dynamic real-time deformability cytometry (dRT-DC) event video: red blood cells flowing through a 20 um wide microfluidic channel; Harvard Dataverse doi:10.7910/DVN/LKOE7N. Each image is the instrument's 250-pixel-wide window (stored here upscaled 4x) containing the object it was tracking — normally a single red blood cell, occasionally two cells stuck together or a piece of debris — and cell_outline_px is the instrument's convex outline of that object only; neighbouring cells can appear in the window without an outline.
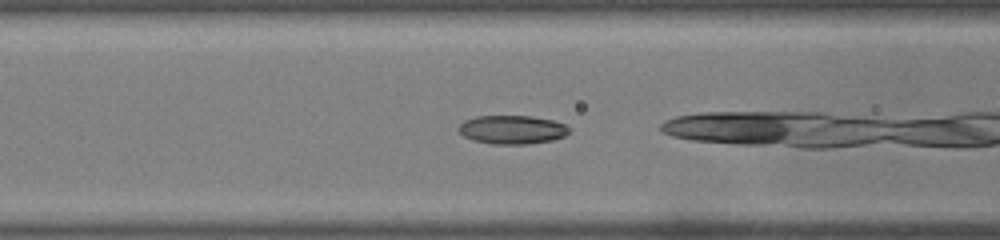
{"species": "common noctule bat (a hibernating species)", "species_latin": "Nyctalus noctula", "temperature_condition": "warm", "stored_images_in_passage": 37, "camera_frame_rate_fps": 3000, "um_per_image_px": 0.085, "animal": {"sex": "male", "body_mass_g": 19.0, "forearm_length_mm": 50.8}, "frame": {"image": 1, "passage_image": 16, "time_ms": 5.0, "image_size_px": [1000, 240], "cell_outline_px": [[568, 132], [564, 136], [552, 140], [528, 144], [492, 144], [472, 140], [464, 136], [456, 128], [464, 120], [476, 116], [532, 116], [552, 120], [564, 124], [568, 128]], "centroid_in_image_um": [43.49, 11.02], "position_along_channel_um": 123.1, "area_um2": 18.44}}
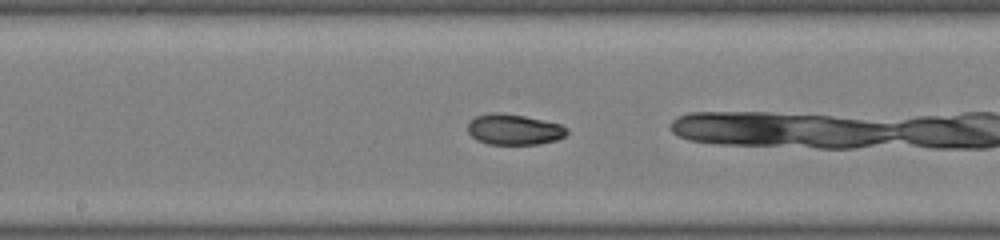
{"frame": {"image": 2, "passage_image": 22, "time_ms": 7.0, "image_size_px": [1000, 240], "cell_outline_px": [[568, 132], [564, 136], [556, 140], [540, 144], [488, 144], [476, 140], [468, 132], [468, 124], [476, 116], [488, 112], [500, 112], [524, 116], [560, 124], [568, 128]], "centroid_in_image_um": [43.68, 11.0], "position_along_channel_um": 204.5, "area_um2": 17.74}, "authors_computed_cell_mechanics": {"area_um2": 18.0336, "velocity_mm_per_s": 4.0768, "shape_relaxation_time_tau1_ms": 8.8803, "shape_relaxation_time_tau2_ms": 1.2682, "deformation_change_tau1": 0.237, "deformation_change_tau2": 0.0401}}